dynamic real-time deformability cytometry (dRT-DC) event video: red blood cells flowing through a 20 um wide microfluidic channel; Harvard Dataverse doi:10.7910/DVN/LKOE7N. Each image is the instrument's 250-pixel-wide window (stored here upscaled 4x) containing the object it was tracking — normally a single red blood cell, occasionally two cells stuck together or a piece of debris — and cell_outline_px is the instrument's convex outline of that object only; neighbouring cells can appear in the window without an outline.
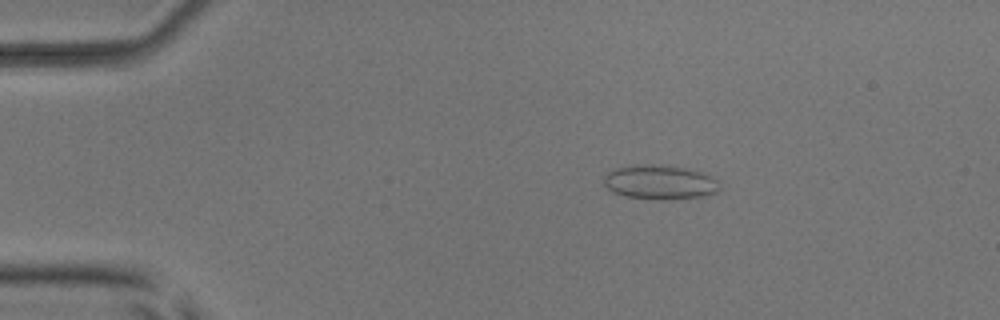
{"species": "common noctule bat (a hibernating species)", "species_latin": "Nyctalus noctula", "temperature_condition": "room temperature", "stored_images_in_passage": 4, "camera_frame_rate_fps": 3000, "um_per_image_px": 0.085, "animal": {"sex": "male", "body_mass_g": 17.9, "forearm_length_mm": 54.2}, "frame": {"image": 1, "passage_image": 3, "time_ms": 2.333, "image_size_px": [1000, 320], "cell_outline_px": [[720, 188], [716, 192], [704, 196], [624, 196], [612, 192], [604, 184], [604, 176], [608, 172], [616, 168], [632, 164], [660, 164], [684, 168], [700, 172], [716, 180]], "centroid_in_image_um": [56.02, 15.41], "position_along_channel_um": 29.0, "area_um2": 21.96}}